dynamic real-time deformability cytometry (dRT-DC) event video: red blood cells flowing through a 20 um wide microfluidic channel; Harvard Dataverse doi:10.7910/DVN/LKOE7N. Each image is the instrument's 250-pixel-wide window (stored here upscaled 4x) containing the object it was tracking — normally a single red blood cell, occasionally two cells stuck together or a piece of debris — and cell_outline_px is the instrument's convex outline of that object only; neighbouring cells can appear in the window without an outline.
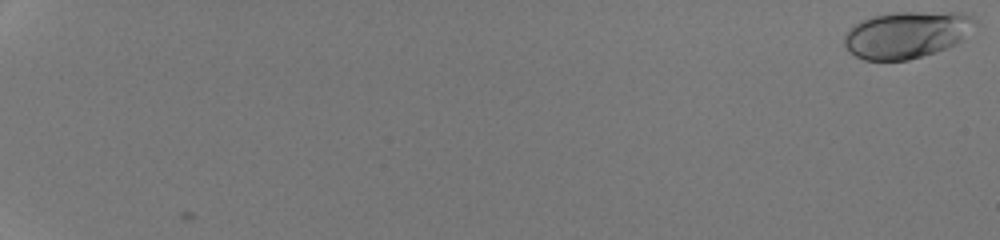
{"species": "human", "species_latin": "Homo sapiens", "temperature_condition": "room temperature", "stored_images_in_passage": 53, "camera_frame_rate_fps": 3000, "um_per_image_px": 0.085, "donor": {"sex": "male"}, "frame": {"image": 1, "passage_image": 1, "time_ms": 0.0, "image_size_px": [1000, 240], "cell_outline_px": [[976, 20], [960, 40], [956, 44], [936, 52], [908, 60], [864, 60], [856, 56], [844, 44], [844, 36], [848, 28], [872, 16], [892, 12], [960, 12], [972, 16]], "centroid_in_image_um": [77.03, 2.94], "position_along_channel_um": 8.0, "area_um2": 35.32}}
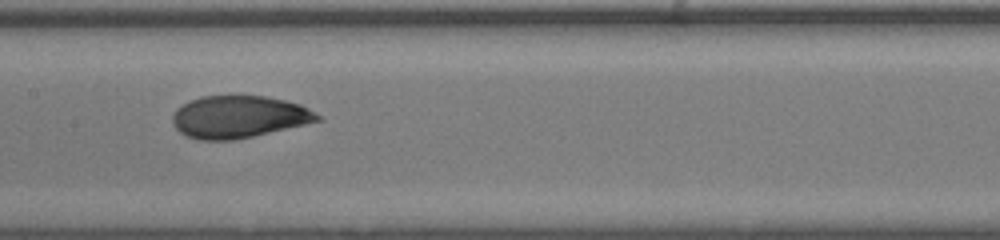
{"frame": {"image": 2, "passage_image": 32, "time_ms": 10.333, "image_size_px": [1000, 240], "cell_outline_px": [[320, 120], [304, 124], [252, 136], [232, 140], [200, 140], [188, 136], [180, 132], [172, 124], [172, 116], [176, 108], [200, 96], [264, 96], [284, 100], [300, 104], [308, 108], [320, 116]], "centroid_in_image_um": [20.26, 9.93], "position_along_channel_um": 187.1, "area_um2": 35.26}}
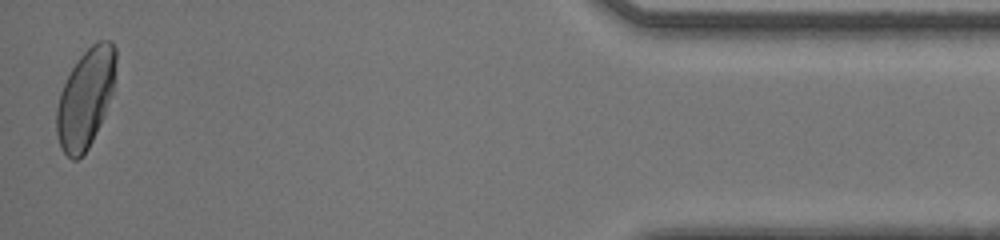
{"frame": {"image": 3, "passage_image": 53, "time_ms": 17.333, "image_size_px": [1000, 240], "cell_outline_px": [[116, 60], [112, 92], [104, 116], [88, 148], [76, 160], [72, 160], [60, 148], [56, 132], [56, 108], [60, 92], [72, 68], [80, 56], [96, 40], [108, 40], [116, 48]], "centroid_in_image_um": [7.26, 8.35], "position_along_channel_um": 427.9, "area_um2": 33.87}, "authors_computed_cell_mechanics": {"area_um2": 34.7956, "velocity_mm_per_s": 4.2828, "shape_relaxation_time_tau1_ms": 5.4852, "shape_relaxation_time_tau2_ms": null, "deformation_change_tau1": 0.195, "deformation_change_tau2": null}}